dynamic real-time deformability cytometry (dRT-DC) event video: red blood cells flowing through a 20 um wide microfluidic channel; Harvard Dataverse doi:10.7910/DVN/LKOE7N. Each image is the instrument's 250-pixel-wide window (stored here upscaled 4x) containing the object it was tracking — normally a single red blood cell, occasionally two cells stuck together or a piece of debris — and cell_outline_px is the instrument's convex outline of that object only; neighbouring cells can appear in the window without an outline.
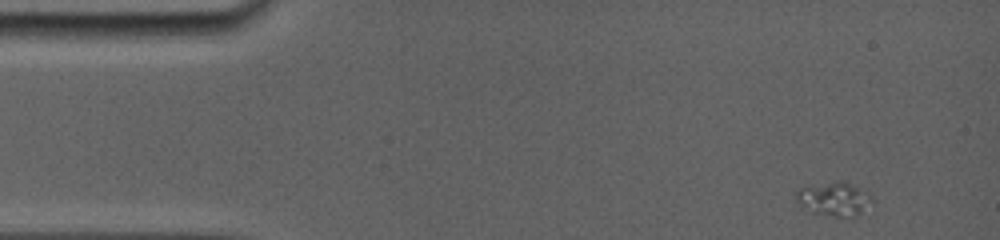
{"species": "common noctule bat (a hibernating species)", "species_latin": "Nyctalus noctula", "temperature_condition": "room temperature", "stored_images_in_passage": 36, "camera_frame_rate_fps": 5000, "um_per_image_px": 0.085, "animal": {"sex": "female", "body_mass_g": 19.0, "forearm_length_mm": 56.7}, "frame": {"image": 1, "passage_image": 1, "time_ms": 0.0, "image_size_px": [1000, 240], "cell_outline_px": [[872, 200], [856, 216], [832, 216], [816, 212], [796, 200], [796, 192], [800, 188], [836, 180], [844, 180], [852, 184], [872, 196]], "centroid_in_image_um": [70.92, 16.87], "position_along_channel_um": 14.1, "area_um2": 14.28}}
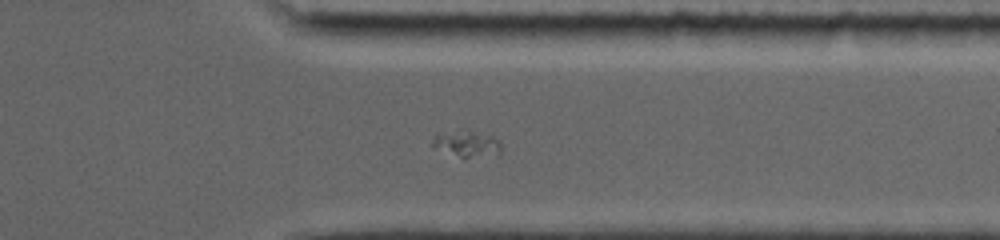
{"frame": {"image": 2, "passage_image": 26, "time_ms": 12.0, "image_size_px": [1000, 240], "cell_outline_px": [[500, 152], [468, 156], [460, 156], [432, 148], [432, 140], [436, 132], [460, 128], [464, 128], [492, 136], [500, 140]], "centroid_in_image_um": [39.56, 12.12], "position_along_channel_um": 371.8, "area_um2": 10.52}}
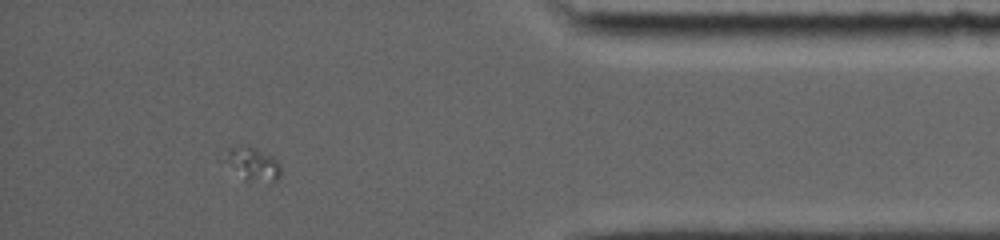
{"frame": {"image": 3, "passage_image": 31, "time_ms": 13.8, "image_size_px": [1000, 240], "cell_outline_px": [[280, 176], [276, 180], [244, 180], [216, 160], [216, 156], [228, 148], [248, 144], [256, 148], [276, 160], [280, 164]], "centroid_in_image_um": [21.24, 13.88], "position_along_channel_um": 414.0, "area_um2": 11.5}}